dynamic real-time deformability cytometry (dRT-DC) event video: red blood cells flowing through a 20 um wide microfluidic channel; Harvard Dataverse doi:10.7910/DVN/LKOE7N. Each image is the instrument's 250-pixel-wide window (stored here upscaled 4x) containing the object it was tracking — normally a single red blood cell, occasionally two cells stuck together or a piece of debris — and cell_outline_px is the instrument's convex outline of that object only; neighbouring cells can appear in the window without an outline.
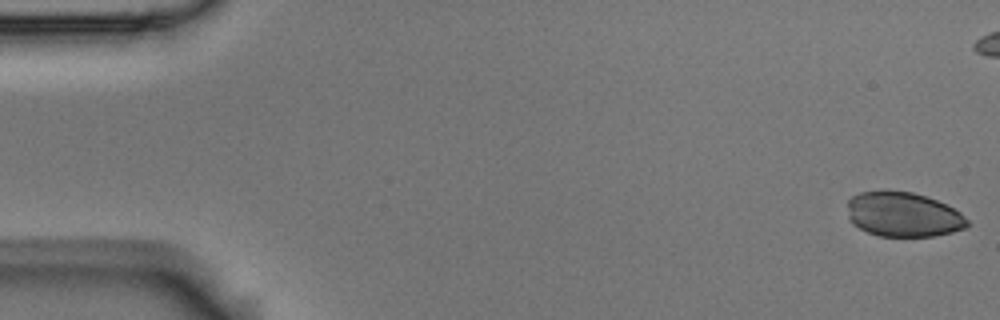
{"species": "Egyptian fruit bat (a non-hibernating species)", "species_latin": "Rousettus aegyptiacus", "temperature_condition": "room temperature", "stored_images_in_passage": 7, "camera_frame_rate_fps": 3000, "um_per_image_px": 0.085, "animal": {"sex": "male"}, "frame": {"image": 1, "passage_image": 1, "time_ms": 0.0, "image_size_px": [1000, 320], "cell_outline_px": [[968, 224], [964, 228], [952, 232], [932, 236], [880, 236], [868, 232], [852, 224], [848, 216], [848, 200], [852, 196], [860, 192], [880, 188], [888, 188], [912, 192], [928, 196], [960, 212], [968, 220]], "centroid_in_image_um": [76.72, 18.19], "position_along_channel_um": 8.3, "area_um2": 31.67}}
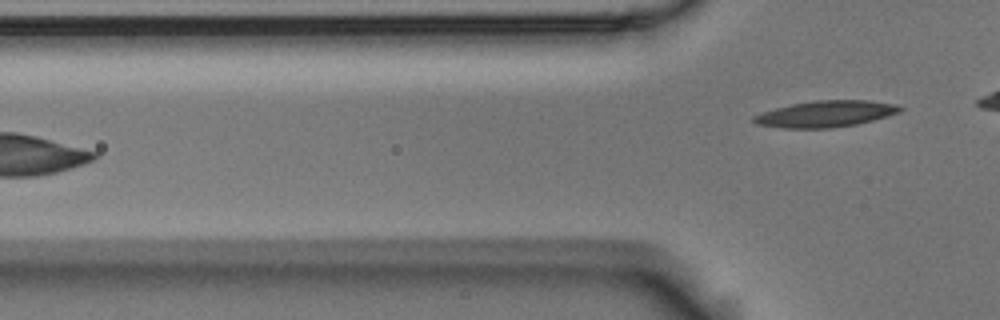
{"frame": {"image": 2, "passage_image": 7, "time_ms": 2.0, "image_size_px": [1000, 320], "cell_outline_px": [[904, 108], [900, 112], [872, 120], [856, 124], [832, 128], [780, 128], [756, 124], [752, 120], [752, 116], [776, 108], [792, 104], [812, 100], [868, 100], [896, 104]], "centroid_in_image_um": [70.18, 9.68], "position_along_channel_um": 55.6, "area_um2": 22.43}}